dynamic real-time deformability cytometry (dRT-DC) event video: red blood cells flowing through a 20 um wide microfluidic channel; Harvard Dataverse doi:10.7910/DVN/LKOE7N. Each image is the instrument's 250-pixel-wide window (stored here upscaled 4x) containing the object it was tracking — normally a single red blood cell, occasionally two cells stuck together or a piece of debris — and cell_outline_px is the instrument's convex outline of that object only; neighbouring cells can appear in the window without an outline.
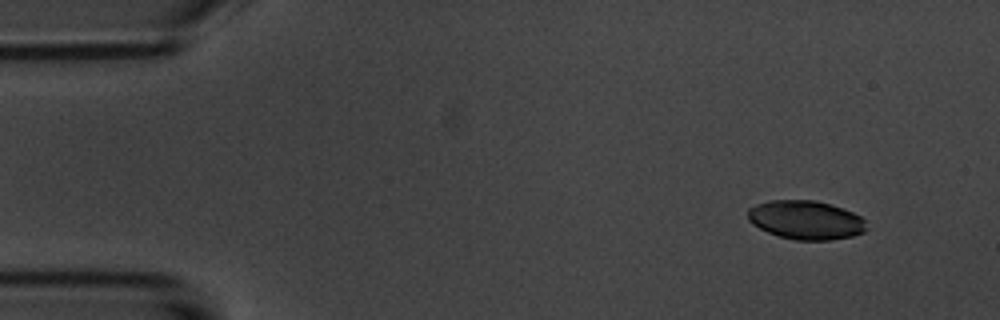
{"species": "common noctule bat (a hibernating species)", "species_latin": "Nyctalus noctula", "temperature_condition": "room temperature", "stored_images_in_passage": 4, "camera_frame_rate_fps": 3000, "um_per_image_px": 0.085, "animal": {"sex": "male", "body_mass_g": 20.1, "forearm_length_mm": 53.5}, "frame": {"image": 1, "passage_image": 1, "time_ms": 0.0, "image_size_px": [1000, 320], "cell_outline_px": [[868, 228], [864, 232], [852, 236], [832, 240], [796, 240], [780, 236], [768, 232], [752, 224], [748, 220], [748, 208], [756, 204], [768, 200], [812, 200], [832, 204], [844, 208], [860, 216], [864, 220]], "centroid_in_image_um": [68.5, 18.69], "position_along_channel_um": 16.5, "area_um2": 26.99}}
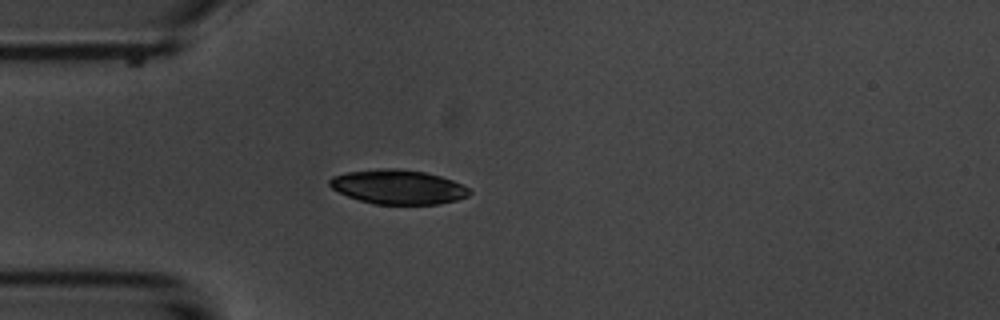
{"frame": {"image": 2, "passage_image": 4, "time_ms": 3.333, "image_size_px": [1000, 320], "cell_outline_px": [[472, 192], [468, 196], [456, 200], [436, 204], [376, 204], [360, 200], [348, 196], [332, 188], [328, 184], [328, 180], [332, 176], [348, 172], [376, 168], [396, 168], [424, 172], [440, 176], [452, 180], [468, 188]], "centroid_in_image_um": [33.82, 15.88], "position_along_channel_um": 51.2, "area_um2": 27.86}}